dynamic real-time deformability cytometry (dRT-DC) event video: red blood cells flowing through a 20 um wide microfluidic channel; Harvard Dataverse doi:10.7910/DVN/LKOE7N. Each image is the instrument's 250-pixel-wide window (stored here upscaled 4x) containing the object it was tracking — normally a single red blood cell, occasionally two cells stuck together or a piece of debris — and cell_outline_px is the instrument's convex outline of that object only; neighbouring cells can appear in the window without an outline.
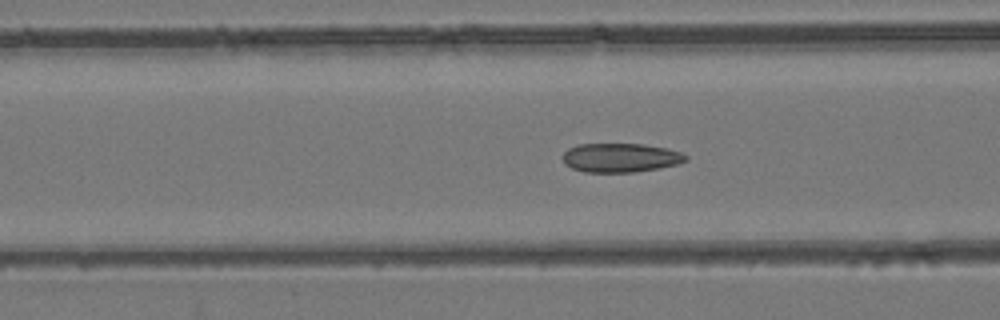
{"species": "common noctule bat (a hibernating species)", "species_latin": "Nyctalus noctula", "temperature_condition": "room temperature", "stored_images_in_passage": 30, "camera_frame_rate_fps": 3000, "um_per_image_px": 0.085, "animal": {"sex": "female", "body_mass_g": 24.6, "forearm_length_mm": 56.2}, "frame": {"image": 1, "passage_image": 22, "time_ms": 7.0, "image_size_px": [1000, 320], "cell_outline_px": [[688, 160], [676, 164], [660, 168], [636, 172], [584, 172], [572, 168], [564, 164], [560, 156], [568, 148], [576, 144], [644, 144], [668, 148], [680, 152], [688, 156]], "centroid_in_image_um": [52.71, 13.4], "position_along_channel_um": 113.9, "area_um2": 21.1}}
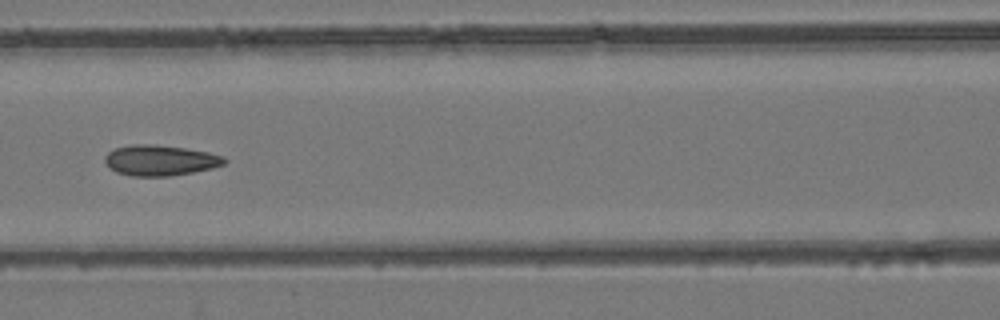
{"frame": {"image": 2, "passage_image": 25, "time_ms": 8.0, "image_size_px": [1000, 320], "cell_outline_px": [[228, 160], [224, 164], [212, 168], [192, 172], [168, 176], [132, 176], [116, 172], [104, 160], [104, 156], [108, 152], [116, 148], [128, 144], [156, 144], [184, 148], [208, 152], [224, 156]], "centroid_in_image_um": [13.62, 13.62], "position_along_channel_um": 153.0, "area_um2": 21.27}}
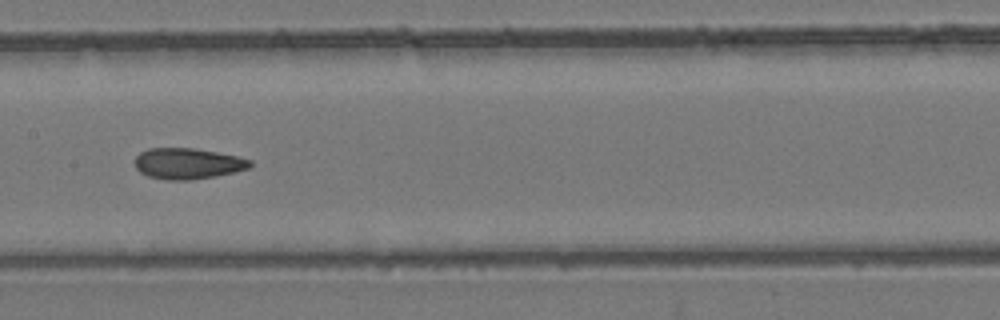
{"frame": {"image": 3, "passage_image": 28, "time_ms": 9.0, "image_size_px": [1000, 320], "cell_outline_px": [[252, 164], [248, 168], [216, 176], [192, 180], [168, 180], [148, 176], [140, 172], [136, 168], [136, 156], [140, 152], [148, 148], [192, 148], [216, 152], [236, 156], [252, 160]], "centroid_in_image_um": [15.94, 13.9], "position_along_channel_um": 191.5, "area_um2": 20.63}}